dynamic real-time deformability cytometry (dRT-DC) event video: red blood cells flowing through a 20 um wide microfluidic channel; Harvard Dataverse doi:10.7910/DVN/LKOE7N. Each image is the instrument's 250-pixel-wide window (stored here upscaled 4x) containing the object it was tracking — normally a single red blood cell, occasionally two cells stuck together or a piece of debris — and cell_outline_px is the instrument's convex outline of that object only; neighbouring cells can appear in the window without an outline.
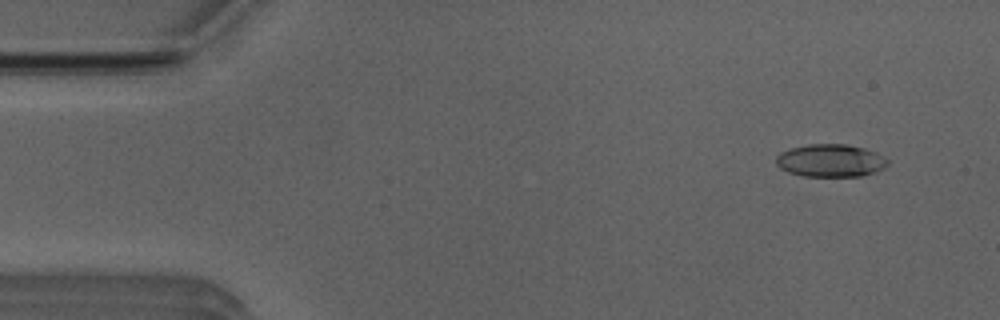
{"species": "Egyptian fruit bat (a non-hibernating species)", "species_latin": "Rousettus aegyptiacus", "temperature_condition": "room temperature", "stored_images_in_passage": 12, "camera_frame_rate_fps": 3000, "um_per_image_px": 0.085, "animal": {"sex": "male"}, "frame": {"image": 1, "passage_image": 4, "time_ms": 1.0, "image_size_px": [1000, 320], "cell_outline_px": [[888, 164], [884, 168], [860, 176], [804, 176], [788, 172], [780, 168], [776, 164], [776, 156], [780, 152], [792, 148], [808, 144], [848, 144], [864, 148], [876, 152], [888, 160]], "centroid_in_image_um": [70.58, 13.64], "position_along_channel_um": 14.4, "area_um2": 21.21}}